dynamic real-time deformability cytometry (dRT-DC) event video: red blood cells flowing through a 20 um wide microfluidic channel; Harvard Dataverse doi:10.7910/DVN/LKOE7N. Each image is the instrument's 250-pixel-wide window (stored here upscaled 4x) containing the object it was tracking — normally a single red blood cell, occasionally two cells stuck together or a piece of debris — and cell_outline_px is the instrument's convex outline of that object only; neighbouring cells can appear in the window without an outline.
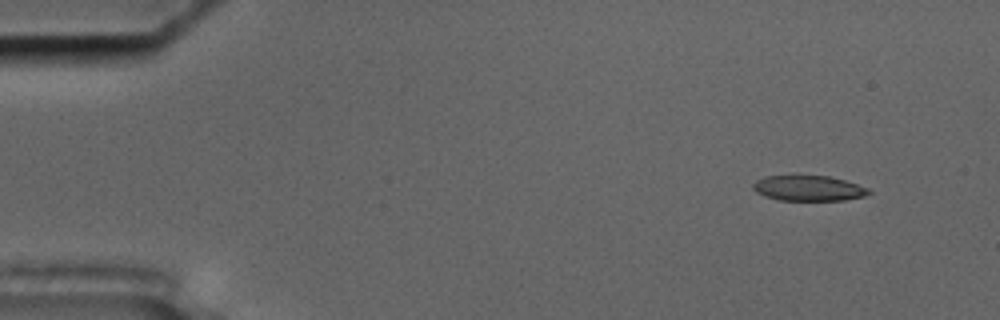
{"species": "common noctule bat (a hibernating species)", "species_latin": "Nyctalus noctula", "temperature_condition": "cold", "stored_images_in_passage": 56, "camera_frame_rate_fps": 3000, "um_per_image_px": 0.085, "animal": {"sex": "male", "body_mass_g": 17.5, "forearm_length_mm": 52.3}, "frame": {"image": 1, "passage_image": 5, "time_ms": 1.333, "image_size_px": [1000, 320], "cell_outline_px": [[872, 192], [864, 196], [844, 200], [780, 200], [764, 196], [756, 192], [752, 188], [752, 184], [756, 180], [764, 176], [828, 176], [844, 180], [868, 188]], "centroid_in_image_um": [68.69, 16.0], "position_along_channel_um": 16.3, "area_um2": 16.99}}
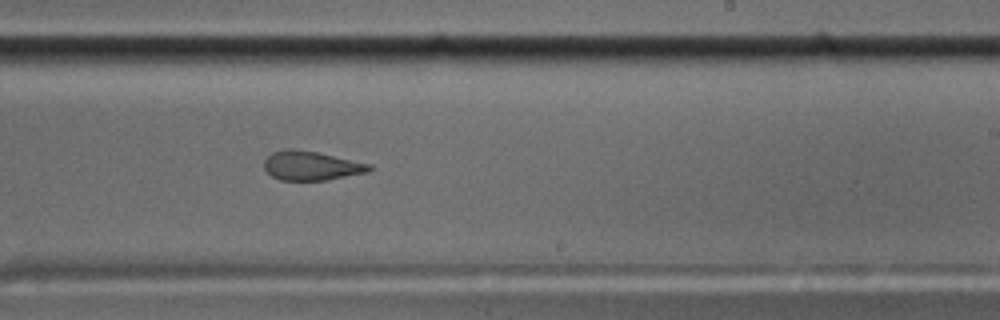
{"frame": {"image": 2, "passage_image": 34, "time_ms": 11.0, "image_size_px": [1000, 320], "cell_outline_px": [[372, 168], [368, 172], [324, 180], [280, 180], [272, 176], [264, 168], [264, 160], [272, 152], [284, 148], [292, 148], [316, 152], [372, 164]], "centroid_in_image_um": [26.43, 14.07], "position_along_channel_um": 262.6, "area_um2": 17.8}}
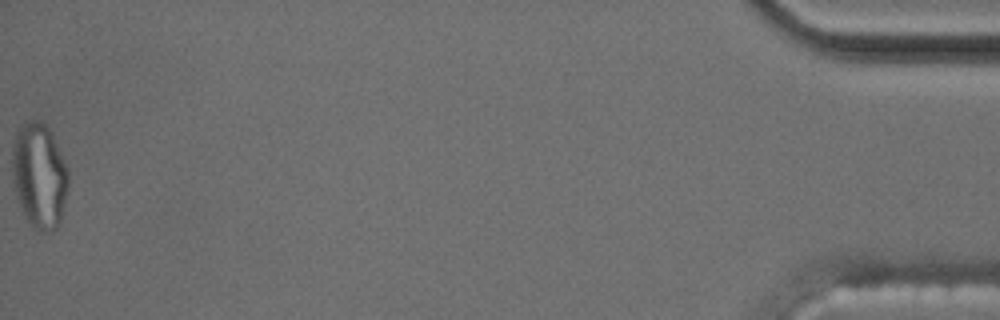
{"frame": {"image": 3, "passage_image": 56, "time_ms": 18.333, "image_size_px": [1000, 320], "cell_outline_px": [[68, 184], [60, 220], [56, 228], [48, 232], [36, 232], [32, 228], [16, 196], [12, 176], [12, 148], [16, 136], [20, 128], [28, 120], [40, 120], [48, 128], [68, 168]], "centroid_in_image_um": [3.33, 14.95], "position_along_channel_um": 431.9, "area_um2": 34.04}, "authors_computed_cell_mechanics": {"area_um2": 18.785, "velocity_mm_per_s": 3.6311, "shape_relaxation_time_tau1_ms": null, "shape_relaxation_time_tau2_ms": 1.7722, "deformation_change_tau1": null, "deformation_change_tau2": 0.0782}}